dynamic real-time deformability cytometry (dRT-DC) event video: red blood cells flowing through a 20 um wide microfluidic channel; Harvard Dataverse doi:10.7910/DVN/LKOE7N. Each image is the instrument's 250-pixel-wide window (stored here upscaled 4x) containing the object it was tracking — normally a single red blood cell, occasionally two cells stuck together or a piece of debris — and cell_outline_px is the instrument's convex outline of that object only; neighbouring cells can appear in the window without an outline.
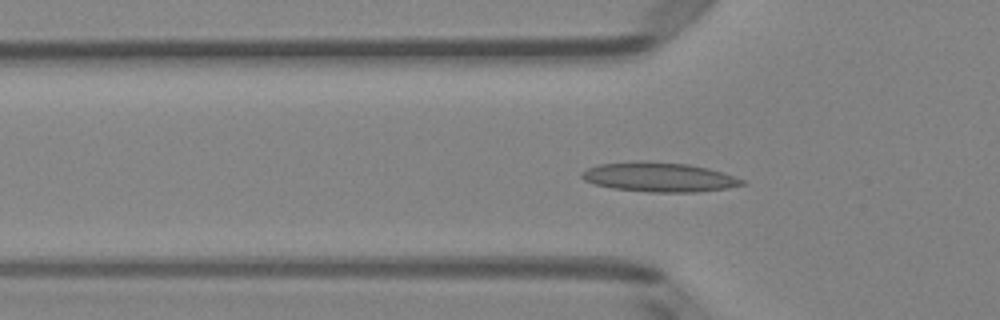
{"species": "Egyptian fruit bat (a non-hibernating species)", "species_latin": "Rousettus aegyptiacus", "temperature_condition": "room temperature", "stored_images_in_passage": 51, "camera_frame_rate_fps": 3000, "um_per_image_px": 0.085, "animal": {"sex": "female"}, "frame": {"image": 1, "passage_image": 16, "time_ms": 5.0, "image_size_px": [1000, 320], "cell_outline_px": [[748, 184], [728, 188], [696, 192], [648, 192], [612, 188], [592, 184], [584, 180], [580, 176], [580, 172], [588, 168], [600, 164], [648, 160], [688, 164], [708, 168], [744, 180]], "centroid_in_image_um": [56.0, 15.05], "position_along_channel_um": 69.8, "area_um2": 27.63}}
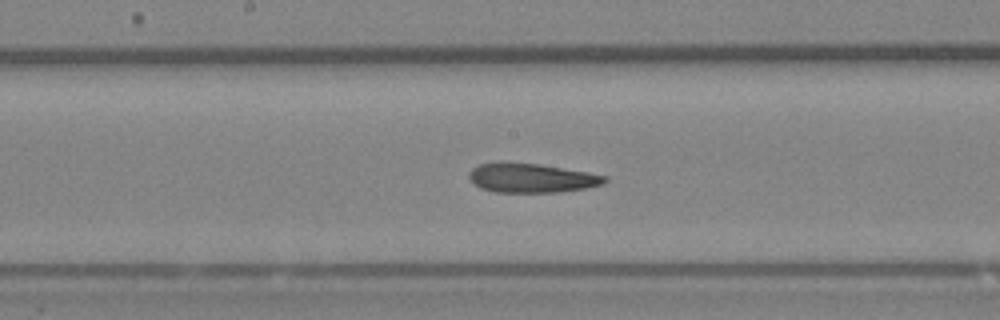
{"frame": {"image": 2, "passage_image": 26, "time_ms": 8.333, "image_size_px": [1000, 320], "cell_outline_px": [[608, 180], [604, 184], [584, 188], [560, 192], [496, 192], [480, 188], [472, 184], [468, 176], [468, 172], [472, 168], [480, 164], [496, 160], [540, 164], [588, 172], [608, 176]], "centroid_in_image_um": [45.12, 15.1], "position_along_channel_um": 203.1, "area_um2": 23.64}}
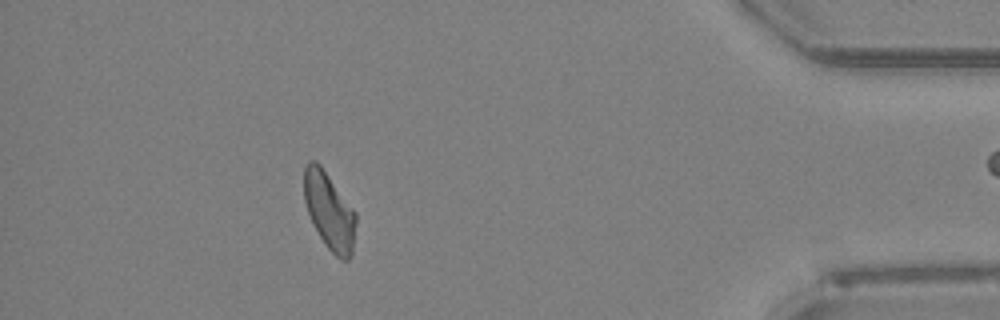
{"frame": {"image": 3, "passage_image": 45, "time_ms": 14.667, "image_size_px": [1000, 320], "cell_outline_px": [[356, 220], [352, 252], [348, 260], [340, 260], [324, 244], [312, 224], [304, 200], [304, 168], [308, 160], [316, 160], [320, 164], [356, 212]], "centroid_in_image_um": [27.98, 17.93], "position_along_channel_um": 407.2, "area_um2": 23.35}}